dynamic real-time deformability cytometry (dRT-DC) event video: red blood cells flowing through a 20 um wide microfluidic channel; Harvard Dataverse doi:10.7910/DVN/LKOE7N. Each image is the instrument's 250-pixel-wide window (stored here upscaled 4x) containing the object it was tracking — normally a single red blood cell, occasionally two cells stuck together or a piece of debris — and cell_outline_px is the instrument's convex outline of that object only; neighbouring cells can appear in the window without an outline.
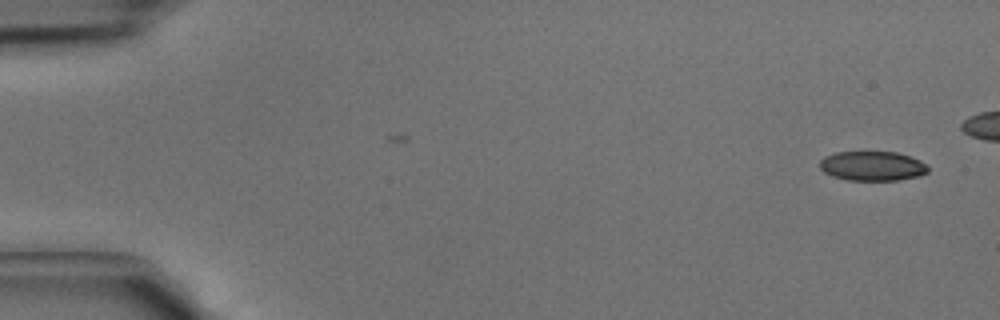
{"species": "common noctule bat (a hibernating species)", "species_latin": "Nyctalus noctula", "temperature_condition": "cold", "stored_images_in_passage": 2, "camera_frame_rate_fps": 3000, "um_per_image_px": 0.085, "animal": {"sex": "male", "body_mass_g": 15.6}, "frame": {"image": 1, "passage_image": 2, "time_ms": 0.333, "image_size_px": [1000, 320], "cell_outline_px": [[928, 172], [920, 176], [896, 180], [848, 180], [832, 176], [824, 172], [820, 168], [820, 160], [824, 156], [836, 152], [896, 152], [912, 156], [928, 164]], "centroid_in_image_um": [74.18, 14.1], "position_along_channel_um": 10.8, "area_um2": 18.79}}